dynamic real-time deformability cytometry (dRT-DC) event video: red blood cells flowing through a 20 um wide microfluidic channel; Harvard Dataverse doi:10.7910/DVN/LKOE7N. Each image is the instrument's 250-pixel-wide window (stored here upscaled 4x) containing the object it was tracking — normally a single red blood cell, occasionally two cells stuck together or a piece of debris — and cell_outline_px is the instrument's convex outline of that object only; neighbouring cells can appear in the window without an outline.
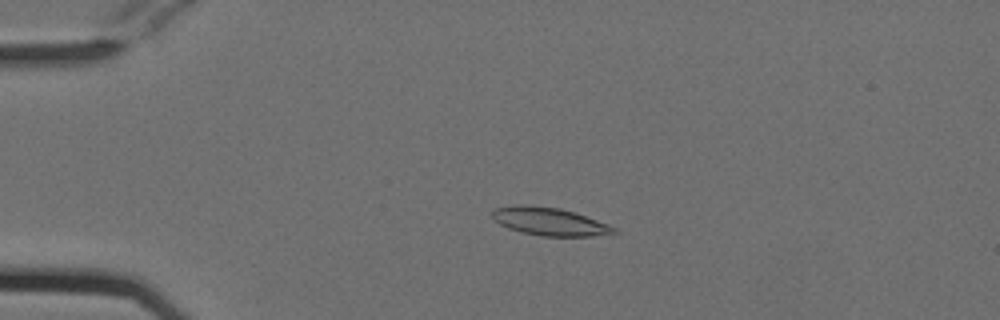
{"species": "Egyptian fruit bat (a non-hibernating species)", "species_latin": "Rousettus aegyptiacus", "temperature_condition": "cold", "stored_images_in_passage": 54, "camera_frame_rate_fps": 3000, "um_per_image_px": 0.085, "animal": {"sex": "female"}, "frame": {"image": 1, "passage_image": 13, "time_ms": 4.0, "image_size_px": [1000, 320], "cell_outline_px": [[616, 232], [592, 236], [540, 236], [520, 232], [508, 228], [500, 224], [492, 216], [492, 212], [496, 208], [516, 204], [520, 204], [560, 208], [608, 224], [616, 228]], "centroid_in_image_um": [46.66, 18.83], "position_along_channel_um": 38.3, "area_um2": 19.54}}
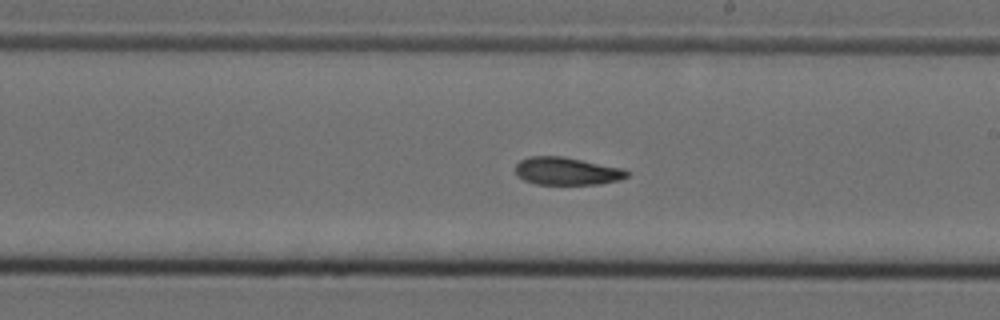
{"frame": {"image": 2, "passage_image": 32, "time_ms": 10.333, "image_size_px": [1000, 320], "cell_outline_px": [[628, 176], [620, 180], [600, 184], [536, 184], [524, 180], [516, 176], [516, 164], [520, 160], [528, 156], [560, 156], [624, 168], [628, 172]], "centroid_in_image_um": [48.17, 14.55], "position_along_channel_um": 240.8, "area_um2": 18.03}}
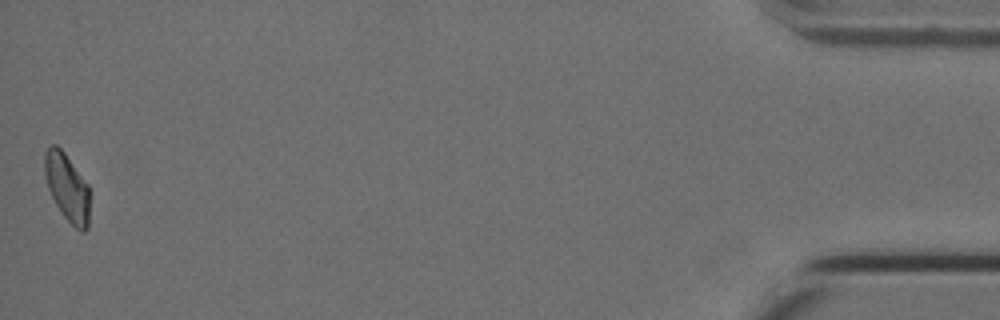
{"frame": {"image": 3, "passage_image": 54, "time_ms": 17.667, "image_size_px": [1000, 320], "cell_outline_px": [[88, 228], [84, 232], [80, 232], [64, 216], [56, 204], [48, 188], [44, 172], [44, 152], [52, 144], [56, 144], [64, 152], [88, 184]], "centroid_in_image_um": [5.69, 15.91], "position_along_channel_um": 429.5, "area_um2": 17.51}, "authors_computed_cell_mechanics": {"area_um2": 18.6694, "velocity_mm_per_s": 3.7938, "shape_relaxation_time_tau1_ms": 11.1305, "shape_relaxation_time_tau2_ms": 4.6352, "deformation_change_tau1": 0.2208, "deformation_change_tau2": 0.1132}}